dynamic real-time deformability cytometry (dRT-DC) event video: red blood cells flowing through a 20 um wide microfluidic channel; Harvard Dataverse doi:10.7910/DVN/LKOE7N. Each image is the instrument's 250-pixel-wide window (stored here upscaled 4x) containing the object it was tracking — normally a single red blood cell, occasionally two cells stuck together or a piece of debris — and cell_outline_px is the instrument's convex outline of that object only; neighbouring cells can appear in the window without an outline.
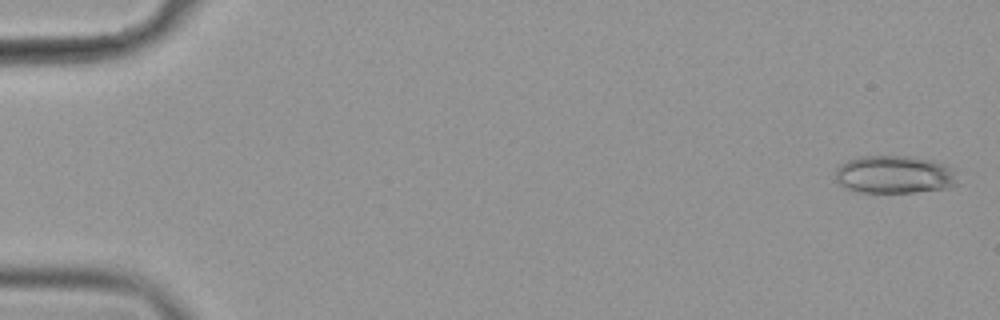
{"species": "common noctule bat (a hibernating species)", "species_latin": "Nyctalus noctula", "temperature_condition": "cold", "stored_images_in_passage": 57, "camera_frame_rate_fps": 3000, "um_per_image_px": 0.085, "animal": {"sex": "female", "body_mass_g": 19.9}, "frame": {"image": 1, "passage_image": 2, "time_ms": 0.333, "image_size_px": [1000, 320], "cell_outline_px": [[960, 184], [948, 188], [916, 192], [860, 192], [844, 188], [836, 180], [836, 168], [840, 164], [848, 160], [860, 156], [912, 156], [932, 160], [944, 164], [948, 168]], "centroid_in_image_um": [75.99, 14.84], "position_along_channel_um": 9.0, "area_um2": 26.93}}
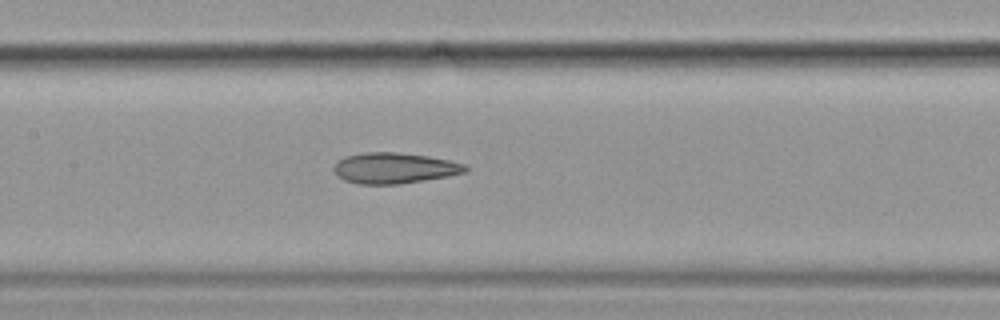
{"frame": {"image": 2, "passage_image": 28, "time_ms": 9.0, "image_size_px": [1000, 320], "cell_outline_px": [[468, 168], [464, 172], [448, 176], [400, 184], [360, 184], [344, 180], [332, 168], [344, 156], [364, 152], [396, 152], [428, 156], [448, 160], [464, 164]], "centroid_in_image_um": [33.51, 14.28], "position_along_channel_um": 173.9, "area_um2": 23.35}}
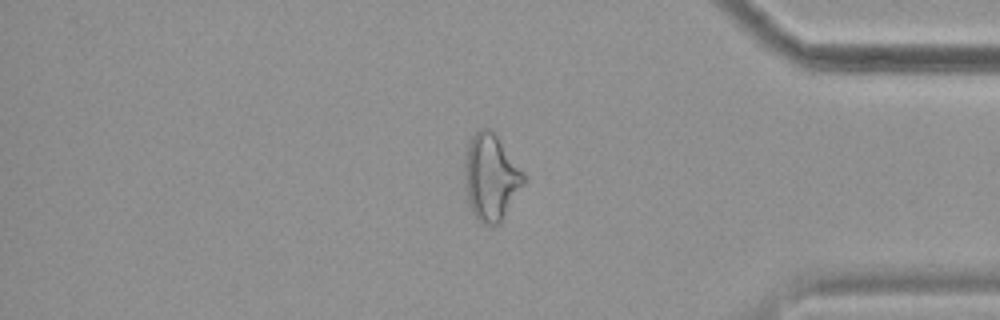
{"frame": {"image": 3, "passage_image": 48, "time_ms": 15.667, "image_size_px": [1000, 320], "cell_outline_px": [[528, 180], [500, 224], [484, 224], [476, 220], [472, 212], [468, 200], [464, 172], [464, 164], [468, 144], [472, 136], [480, 128], [488, 128], [496, 136], [524, 172]], "centroid_in_image_um": [41.76, 15.11], "position_along_channel_um": 393.4, "area_um2": 29.77}, "authors_computed_cell_mechanics": {"area_um2": 26.1834, "velocity_mm_per_s": 3.6087, "shape_relaxation_time_tau1_ms": null, "shape_relaxation_time_tau2_ms": 5.0292, "deformation_change_tau1": null, "deformation_change_tau2": 0.1571}}